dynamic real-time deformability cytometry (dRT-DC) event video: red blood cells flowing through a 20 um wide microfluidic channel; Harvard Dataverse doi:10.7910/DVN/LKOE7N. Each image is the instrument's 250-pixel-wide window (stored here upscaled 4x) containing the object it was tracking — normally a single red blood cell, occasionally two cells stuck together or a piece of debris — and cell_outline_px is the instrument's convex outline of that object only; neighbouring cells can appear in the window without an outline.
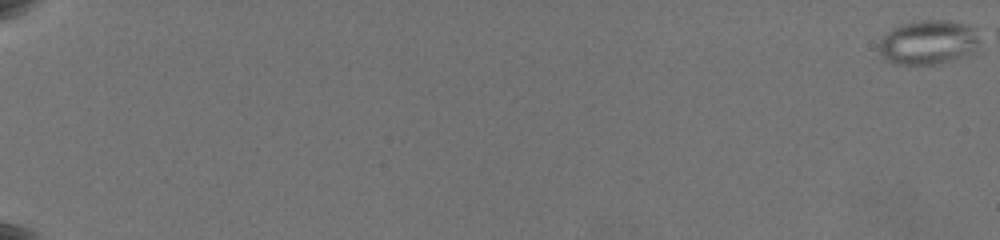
{"species": "common noctule bat (a hibernating species)", "species_latin": "Nyctalus noctula", "temperature_condition": "warm", "stored_images_in_passage": 1, "camera_frame_rate_fps": 3000, "um_per_image_px": 0.085, "animal": {"sex": "female", "body_mass_g": 19.5, "forearm_length_mm": 54.1}, "frame": {"image": 1, "passage_image": 1, "time_ms": 0.0, "image_size_px": [1000, 240], "cell_outline_px": [[980, 40], [976, 52], [968, 56], [956, 60], [940, 64], [896, 64], [880, 56], [880, 40], [892, 28], [900, 24], [920, 20], [948, 20], [968, 24], [980, 36]], "centroid_in_image_um": [78.97, 3.6], "position_along_channel_um": 6.0, "area_um2": 26.47}}